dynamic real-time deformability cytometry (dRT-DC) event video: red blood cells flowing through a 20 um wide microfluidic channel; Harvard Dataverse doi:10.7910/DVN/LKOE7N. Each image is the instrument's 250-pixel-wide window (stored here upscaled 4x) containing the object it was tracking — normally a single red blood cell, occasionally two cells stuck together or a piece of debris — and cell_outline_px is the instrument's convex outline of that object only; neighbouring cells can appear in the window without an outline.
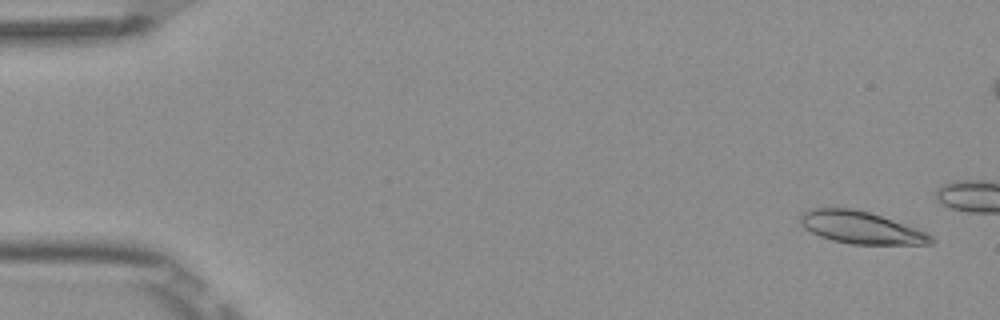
{"species": "Egyptian fruit bat (a non-hibernating species)", "species_latin": "Rousettus aegyptiacus", "temperature_condition": "room temperature", "stored_images_in_passage": 5, "camera_frame_rate_fps": 3000, "um_per_image_px": 0.085, "frame": {"image": 1, "passage_image": 1, "time_ms": 0.0, "image_size_px": [1000, 320], "cell_outline_px": [[936, 240], [932, 244], [852, 244], [832, 240], [820, 236], [804, 228], [800, 224], [800, 216], [804, 212], [816, 208], [852, 208], [868, 212], [892, 220], [924, 232], [932, 236]], "centroid_in_image_um": [73.15, 19.35], "position_along_channel_um": 11.8, "area_um2": 24.1}}